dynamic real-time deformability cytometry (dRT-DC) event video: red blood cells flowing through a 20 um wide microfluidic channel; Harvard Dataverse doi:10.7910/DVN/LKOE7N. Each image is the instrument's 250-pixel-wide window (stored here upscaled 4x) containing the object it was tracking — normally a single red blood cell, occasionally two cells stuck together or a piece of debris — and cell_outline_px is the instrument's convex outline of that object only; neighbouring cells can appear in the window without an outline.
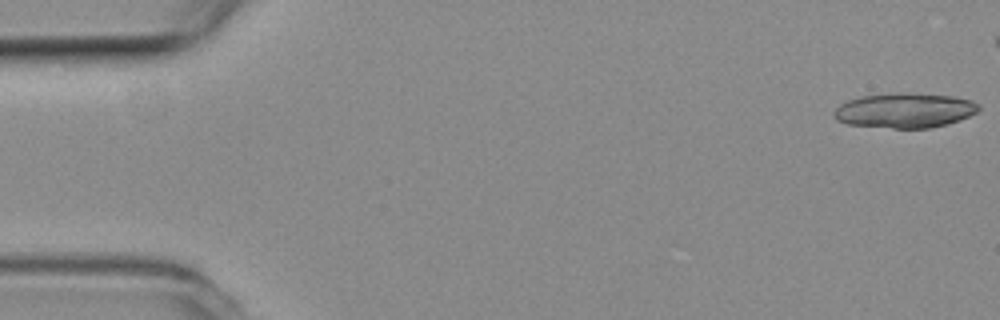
{"species": "common noctule bat (a hibernating species)", "species_latin": "Nyctalus noctula", "temperature_condition": "room temperature", "stored_images_in_passage": 18, "camera_frame_rate_fps": 3000, "um_per_image_px": 0.085, "animal": {"sex": "female", "body_mass_g": 19.3, "forearm_length_mm": 54.1}, "frame": {"image": 1, "passage_image": 1, "time_ms": 0.0, "image_size_px": [1000, 320], "cell_outline_px": [[980, 108], [976, 112], [960, 120], [948, 124], [932, 128], [892, 128], [848, 124], [836, 120], [832, 116], [832, 112], [840, 104], [848, 100], [860, 96], [900, 92], [952, 96], [972, 100], [980, 104]], "centroid_in_image_um": [76.89, 9.38], "position_along_channel_um": 8.1, "area_um2": 29.59}}